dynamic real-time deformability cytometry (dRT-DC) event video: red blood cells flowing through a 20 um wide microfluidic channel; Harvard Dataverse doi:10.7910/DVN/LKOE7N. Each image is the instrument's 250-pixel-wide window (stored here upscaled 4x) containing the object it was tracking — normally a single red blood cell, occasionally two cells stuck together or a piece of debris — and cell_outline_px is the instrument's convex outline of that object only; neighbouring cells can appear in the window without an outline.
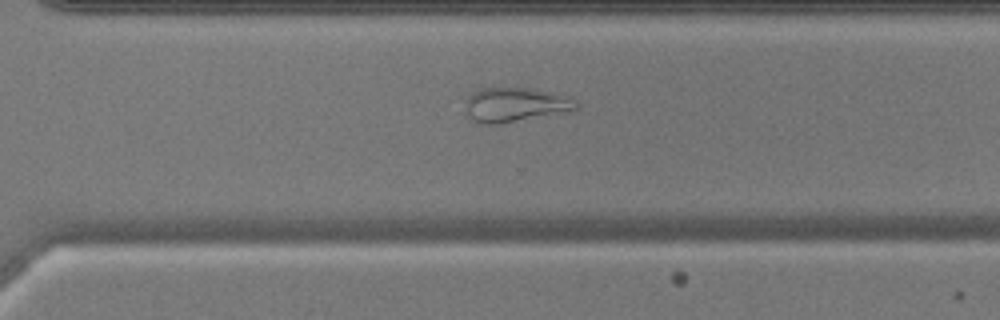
{"species": "common noctule bat (a hibernating species)", "species_latin": "Nyctalus noctula", "temperature_condition": "warm", "stored_images_in_passage": 53, "camera_frame_rate_fps": 3000, "um_per_image_px": 0.085, "animal": {"sex": "male", "body_mass_g": 17.9, "forearm_length_mm": 54.2}, "frame": {"image": 1, "passage_image": 38, "time_ms": 12.333, "image_size_px": [1000, 320], "cell_outline_px": [[576, 108], [568, 112], [500, 124], [480, 124], [464, 112], [464, 100], [472, 92], [480, 88], [532, 88], [552, 92], [572, 100], [576, 104]], "centroid_in_image_um": [43.7, 8.91], "position_along_channel_um": 326.9, "area_um2": 22.25}}
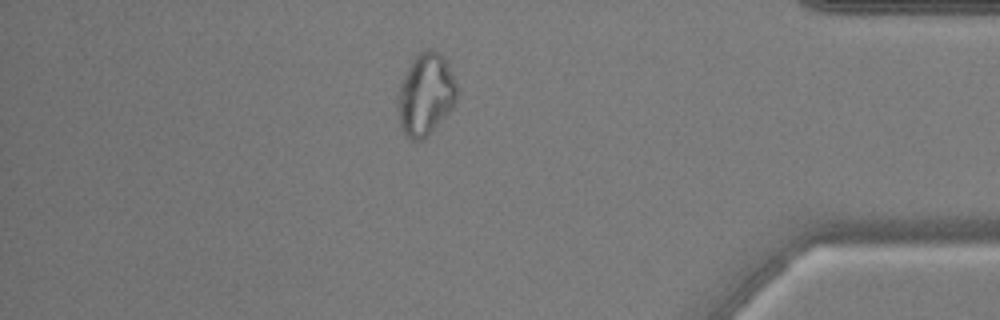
{"frame": {"image": 2, "passage_image": 46, "time_ms": 15.0, "image_size_px": [1000, 320], "cell_outline_px": [[456, 100], [452, 108], [428, 136], [424, 140], [412, 140], [400, 128], [396, 104], [396, 96], [400, 84], [412, 60], [420, 52], [428, 48], [432, 48], [440, 52], [456, 84]], "centroid_in_image_um": [36.13, 8.05], "position_along_channel_um": 399.1, "area_um2": 28.15}, "authors_computed_cell_mechanics": {"area_um2": 28.033, "velocity_mm_per_s": 3.8581, "shape_relaxation_time_tau1_ms": null, "shape_relaxation_time_tau2_ms": 1.6231, "deformation_change_tau1": null, "deformation_change_tau2": 0.0823}}